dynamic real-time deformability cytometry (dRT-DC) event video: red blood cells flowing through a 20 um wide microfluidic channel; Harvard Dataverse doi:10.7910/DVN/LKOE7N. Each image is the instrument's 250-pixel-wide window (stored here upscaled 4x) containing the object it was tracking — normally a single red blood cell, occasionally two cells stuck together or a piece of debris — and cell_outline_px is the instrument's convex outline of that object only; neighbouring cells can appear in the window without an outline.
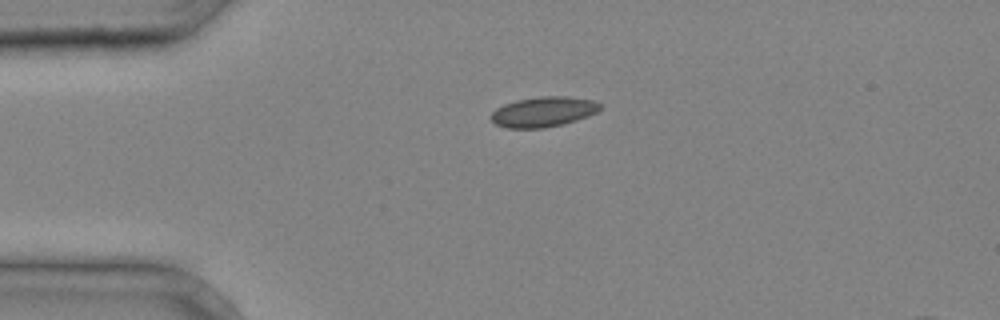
{"species": "common noctule bat (a hibernating species)", "species_latin": "Nyctalus noctula", "temperature_condition": "cold", "stored_images_in_passage": 2, "camera_frame_rate_fps": 3000, "um_per_image_px": 0.085, "animal": {"sex": "male", "body_mass_g": 20.4}, "frame": {"image": 1, "passage_image": 1, "time_ms": 0.0, "image_size_px": [1000, 320], "cell_outline_px": [[600, 108], [596, 112], [588, 116], [564, 124], [544, 128], [508, 128], [496, 124], [492, 120], [492, 112], [496, 108], [504, 104], [516, 100], [540, 96], [568, 96], [592, 100], [600, 104]], "centroid_in_image_um": [46.18, 9.5], "position_along_channel_um": 38.8, "area_um2": 19.07}}